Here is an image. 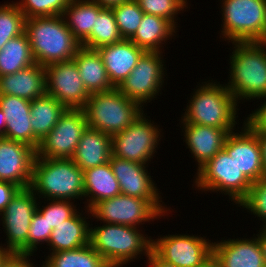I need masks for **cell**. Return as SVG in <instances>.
Wrapping results in <instances>:
<instances>
[{
  "label": "cell",
  "mask_w": 266,
  "mask_h": 267,
  "mask_svg": "<svg viewBox=\"0 0 266 267\" xmlns=\"http://www.w3.org/2000/svg\"><path fill=\"white\" fill-rule=\"evenodd\" d=\"M11 254L10 251L6 250L2 245L0 246V267L4 260Z\"/></svg>",
  "instance_id": "obj_50"
},
{
  "label": "cell",
  "mask_w": 266,
  "mask_h": 267,
  "mask_svg": "<svg viewBox=\"0 0 266 267\" xmlns=\"http://www.w3.org/2000/svg\"><path fill=\"white\" fill-rule=\"evenodd\" d=\"M25 32L35 63L43 67L72 60L81 47L62 15L26 19Z\"/></svg>",
  "instance_id": "obj_2"
},
{
  "label": "cell",
  "mask_w": 266,
  "mask_h": 267,
  "mask_svg": "<svg viewBox=\"0 0 266 267\" xmlns=\"http://www.w3.org/2000/svg\"><path fill=\"white\" fill-rule=\"evenodd\" d=\"M98 5H100L103 8H112L116 5L121 4L122 2H125L127 0H91Z\"/></svg>",
  "instance_id": "obj_48"
},
{
  "label": "cell",
  "mask_w": 266,
  "mask_h": 267,
  "mask_svg": "<svg viewBox=\"0 0 266 267\" xmlns=\"http://www.w3.org/2000/svg\"><path fill=\"white\" fill-rule=\"evenodd\" d=\"M204 237L178 234L152 239V250L177 267H199L213 252V242Z\"/></svg>",
  "instance_id": "obj_15"
},
{
  "label": "cell",
  "mask_w": 266,
  "mask_h": 267,
  "mask_svg": "<svg viewBox=\"0 0 266 267\" xmlns=\"http://www.w3.org/2000/svg\"><path fill=\"white\" fill-rule=\"evenodd\" d=\"M244 123L256 134L258 141L261 147L262 153V165L264 176L266 177V133L265 132H256L246 121Z\"/></svg>",
  "instance_id": "obj_44"
},
{
  "label": "cell",
  "mask_w": 266,
  "mask_h": 267,
  "mask_svg": "<svg viewBox=\"0 0 266 267\" xmlns=\"http://www.w3.org/2000/svg\"><path fill=\"white\" fill-rule=\"evenodd\" d=\"M209 81V82H208ZM202 82L194 94L186 111L181 117L183 124H198L225 129L229 133L234 131L235 120L239 106L234 96L224 84L208 80ZM237 115V116H236Z\"/></svg>",
  "instance_id": "obj_3"
},
{
  "label": "cell",
  "mask_w": 266,
  "mask_h": 267,
  "mask_svg": "<svg viewBox=\"0 0 266 267\" xmlns=\"http://www.w3.org/2000/svg\"><path fill=\"white\" fill-rule=\"evenodd\" d=\"M21 188L11 182L0 181V214Z\"/></svg>",
  "instance_id": "obj_42"
},
{
  "label": "cell",
  "mask_w": 266,
  "mask_h": 267,
  "mask_svg": "<svg viewBox=\"0 0 266 267\" xmlns=\"http://www.w3.org/2000/svg\"><path fill=\"white\" fill-rule=\"evenodd\" d=\"M0 94L30 101L46 94L45 67L35 63L14 74L0 76Z\"/></svg>",
  "instance_id": "obj_23"
},
{
  "label": "cell",
  "mask_w": 266,
  "mask_h": 267,
  "mask_svg": "<svg viewBox=\"0 0 266 267\" xmlns=\"http://www.w3.org/2000/svg\"><path fill=\"white\" fill-rule=\"evenodd\" d=\"M84 197L90 210L96 203L120 195L119 182L114 176L110 163L92 167L83 171Z\"/></svg>",
  "instance_id": "obj_26"
},
{
  "label": "cell",
  "mask_w": 266,
  "mask_h": 267,
  "mask_svg": "<svg viewBox=\"0 0 266 267\" xmlns=\"http://www.w3.org/2000/svg\"><path fill=\"white\" fill-rule=\"evenodd\" d=\"M111 155V136L87 127L71 159L82 171H85L109 162Z\"/></svg>",
  "instance_id": "obj_24"
},
{
  "label": "cell",
  "mask_w": 266,
  "mask_h": 267,
  "mask_svg": "<svg viewBox=\"0 0 266 267\" xmlns=\"http://www.w3.org/2000/svg\"><path fill=\"white\" fill-rule=\"evenodd\" d=\"M103 9L91 0H71L67 4L62 16L80 44L90 36L95 25V18Z\"/></svg>",
  "instance_id": "obj_29"
},
{
  "label": "cell",
  "mask_w": 266,
  "mask_h": 267,
  "mask_svg": "<svg viewBox=\"0 0 266 267\" xmlns=\"http://www.w3.org/2000/svg\"><path fill=\"white\" fill-rule=\"evenodd\" d=\"M260 229L261 230L258 232L259 234H257V238L262 248L264 262L266 265V228L261 227Z\"/></svg>",
  "instance_id": "obj_47"
},
{
  "label": "cell",
  "mask_w": 266,
  "mask_h": 267,
  "mask_svg": "<svg viewBox=\"0 0 266 267\" xmlns=\"http://www.w3.org/2000/svg\"><path fill=\"white\" fill-rule=\"evenodd\" d=\"M35 64L26 32L10 39L0 50V76L14 74Z\"/></svg>",
  "instance_id": "obj_31"
},
{
  "label": "cell",
  "mask_w": 266,
  "mask_h": 267,
  "mask_svg": "<svg viewBox=\"0 0 266 267\" xmlns=\"http://www.w3.org/2000/svg\"><path fill=\"white\" fill-rule=\"evenodd\" d=\"M109 163L119 182L122 195L147 199L163 216L170 211L160 203L161 193H158L159 190L147 171L148 164L120 159L113 155Z\"/></svg>",
  "instance_id": "obj_16"
},
{
  "label": "cell",
  "mask_w": 266,
  "mask_h": 267,
  "mask_svg": "<svg viewBox=\"0 0 266 267\" xmlns=\"http://www.w3.org/2000/svg\"><path fill=\"white\" fill-rule=\"evenodd\" d=\"M38 196L30 187L20 189L0 214L6 233V250L27 254V238L31 219L37 210Z\"/></svg>",
  "instance_id": "obj_13"
},
{
  "label": "cell",
  "mask_w": 266,
  "mask_h": 267,
  "mask_svg": "<svg viewBox=\"0 0 266 267\" xmlns=\"http://www.w3.org/2000/svg\"><path fill=\"white\" fill-rule=\"evenodd\" d=\"M25 20L16 2L0 6V50L10 39L25 32Z\"/></svg>",
  "instance_id": "obj_35"
},
{
  "label": "cell",
  "mask_w": 266,
  "mask_h": 267,
  "mask_svg": "<svg viewBox=\"0 0 266 267\" xmlns=\"http://www.w3.org/2000/svg\"><path fill=\"white\" fill-rule=\"evenodd\" d=\"M184 139L192 157L198 163L197 171L224 148L227 136L225 129L198 124H182Z\"/></svg>",
  "instance_id": "obj_21"
},
{
  "label": "cell",
  "mask_w": 266,
  "mask_h": 267,
  "mask_svg": "<svg viewBox=\"0 0 266 267\" xmlns=\"http://www.w3.org/2000/svg\"><path fill=\"white\" fill-rule=\"evenodd\" d=\"M221 34L229 42L266 41V0H222Z\"/></svg>",
  "instance_id": "obj_7"
},
{
  "label": "cell",
  "mask_w": 266,
  "mask_h": 267,
  "mask_svg": "<svg viewBox=\"0 0 266 267\" xmlns=\"http://www.w3.org/2000/svg\"><path fill=\"white\" fill-rule=\"evenodd\" d=\"M49 201V204L43 208L38 204L37 210L46 218L49 226H52L53 229L78 212L75 208L76 205L74 206L70 200L50 199Z\"/></svg>",
  "instance_id": "obj_39"
},
{
  "label": "cell",
  "mask_w": 266,
  "mask_h": 267,
  "mask_svg": "<svg viewBox=\"0 0 266 267\" xmlns=\"http://www.w3.org/2000/svg\"><path fill=\"white\" fill-rule=\"evenodd\" d=\"M266 97L263 99L265 100ZM265 102V103H264ZM246 118V122L256 131L266 133V101Z\"/></svg>",
  "instance_id": "obj_41"
},
{
  "label": "cell",
  "mask_w": 266,
  "mask_h": 267,
  "mask_svg": "<svg viewBox=\"0 0 266 267\" xmlns=\"http://www.w3.org/2000/svg\"><path fill=\"white\" fill-rule=\"evenodd\" d=\"M45 84L46 94L54 97L66 109L83 110L90 96L73 59L46 66Z\"/></svg>",
  "instance_id": "obj_14"
},
{
  "label": "cell",
  "mask_w": 266,
  "mask_h": 267,
  "mask_svg": "<svg viewBox=\"0 0 266 267\" xmlns=\"http://www.w3.org/2000/svg\"><path fill=\"white\" fill-rule=\"evenodd\" d=\"M0 108L6 118L2 137L23 142L35 150L40 141L33 135L31 125V101L18 96L0 94Z\"/></svg>",
  "instance_id": "obj_19"
},
{
  "label": "cell",
  "mask_w": 266,
  "mask_h": 267,
  "mask_svg": "<svg viewBox=\"0 0 266 267\" xmlns=\"http://www.w3.org/2000/svg\"><path fill=\"white\" fill-rule=\"evenodd\" d=\"M137 102L118 88L90 94L84 107L87 125L113 136L125 130L142 112Z\"/></svg>",
  "instance_id": "obj_6"
},
{
  "label": "cell",
  "mask_w": 266,
  "mask_h": 267,
  "mask_svg": "<svg viewBox=\"0 0 266 267\" xmlns=\"http://www.w3.org/2000/svg\"><path fill=\"white\" fill-rule=\"evenodd\" d=\"M41 267H111L107 261L90 245L50 253Z\"/></svg>",
  "instance_id": "obj_32"
},
{
  "label": "cell",
  "mask_w": 266,
  "mask_h": 267,
  "mask_svg": "<svg viewBox=\"0 0 266 267\" xmlns=\"http://www.w3.org/2000/svg\"><path fill=\"white\" fill-rule=\"evenodd\" d=\"M66 108L54 97L45 94L31 101L33 135L41 141L56 125Z\"/></svg>",
  "instance_id": "obj_30"
},
{
  "label": "cell",
  "mask_w": 266,
  "mask_h": 267,
  "mask_svg": "<svg viewBox=\"0 0 266 267\" xmlns=\"http://www.w3.org/2000/svg\"><path fill=\"white\" fill-rule=\"evenodd\" d=\"M196 174L194 183L199 190L229 195V199L236 205L246 197L252 185L224 148Z\"/></svg>",
  "instance_id": "obj_8"
},
{
  "label": "cell",
  "mask_w": 266,
  "mask_h": 267,
  "mask_svg": "<svg viewBox=\"0 0 266 267\" xmlns=\"http://www.w3.org/2000/svg\"><path fill=\"white\" fill-rule=\"evenodd\" d=\"M73 60L89 94L106 92L115 88L108 78L106 68L97 50L81 46Z\"/></svg>",
  "instance_id": "obj_25"
},
{
  "label": "cell",
  "mask_w": 266,
  "mask_h": 267,
  "mask_svg": "<svg viewBox=\"0 0 266 267\" xmlns=\"http://www.w3.org/2000/svg\"><path fill=\"white\" fill-rule=\"evenodd\" d=\"M139 7L145 14H151L169 20L175 27L177 19L187 5V0H136ZM179 11V12H178ZM176 19V20H175ZM176 23V24H175Z\"/></svg>",
  "instance_id": "obj_37"
},
{
  "label": "cell",
  "mask_w": 266,
  "mask_h": 267,
  "mask_svg": "<svg viewBox=\"0 0 266 267\" xmlns=\"http://www.w3.org/2000/svg\"><path fill=\"white\" fill-rule=\"evenodd\" d=\"M30 188L38 198H47V202L80 200L84 197L83 171L72 159L35 157Z\"/></svg>",
  "instance_id": "obj_4"
},
{
  "label": "cell",
  "mask_w": 266,
  "mask_h": 267,
  "mask_svg": "<svg viewBox=\"0 0 266 267\" xmlns=\"http://www.w3.org/2000/svg\"><path fill=\"white\" fill-rule=\"evenodd\" d=\"M123 39L130 40L144 16L136 0H127L111 8Z\"/></svg>",
  "instance_id": "obj_34"
},
{
  "label": "cell",
  "mask_w": 266,
  "mask_h": 267,
  "mask_svg": "<svg viewBox=\"0 0 266 267\" xmlns=\"http://www.w3.org/2000/svg\"><path fill=\"white\" fill-rule=\"evenodd\" d=\"M82 213L77 212L52 230L47 246L55 253L74 250L89 244L90 227Z\"/></svg>",
  "instance_id": "obj_27"
},
{
  "label": "cell",
  "mask_w": 266,
  "mask_h": 267,
  "mask_svg": "<svg viewBox=\"0 0 266 267\" xmlns=\"http://www.w3.org/2000/svg\"><path fill=\"white\" fill-rule=\"evenodd\" d=\"M163 52L145 51L130 75L117 87L127 98L137 102L144 108V103H150L160 92L166 70ZM156 96V97H155Z\"/></svg>",
  "instance_id": "obj_10"
},
{
  "label": "cell",
  "mask_w": 266,
  "mask_h": 267,
  "mask_svg": "<svg viewBox=\"0 0 266 267\" xmlns=\"http://www.w3.org/2000/svg\"><path fill=\"white\" fill-rule=\"evenodd\" d=\"M230 78L225 84L239 100L266 97V41L232 42ZM231 80V81H230Z\"/></svg>",
  "instance_id": "obj_1"
},
{
  "label": "cell",
  "mask_w": 266,
  "mask_h": 267,
  "mask_svg": "<svg viewBox=\"0 0 266 267\" xmlns=\"http://www.w3.org/2000/svg\"><path fill=\"white\" fill-rule=\"evenodd\" d=\"M87 127L84 110L66 109L54 128L40 141L36 157L71 159Z\"/></svg>",
  "instance_id": "obj_11"
},
{
  "label": "cell",
  "mask_w": 266,
  "mask_h": 267,
  "mask_svg": "<svg viewBox=\"0 0 266 267\" xmlns=\"http://www.w3.org/2000/svg\"><path fill=\"white\" fill-rule=\"evenodd\" d=\"M243 125L241 132H230L224 149L253 183L264 177L261 147L256 134L245 123Z\"/></svg>",
  "instance_id": "obj_18"
},
{
  "label": "cell",
  "mask_w": 266,
  "mask_h": 267,
  "mask_svg": "<svg viewBox=\"0 0 266 267\" xmlns=\"http://www.w3.org/2000/svg\"><path fill=\"white\" fill-rule=\"evenodd\" d=\"M139 231L137 227L103 223L90 227L89 243L111 267H122L140 254L148 257L152 250L151 236Z\"/></svg>",
  "instance_id": "obj_5"
},
{
  "label": "cell",
  "mask_w": 266,
  "mask_h": 267,
  "mask_svg": "<svg viewBox=\"0 0 266 267\" xmlns=\"http://www.w3.org/2000/svg\"><path fill=\"white\" fill-rule=\"evenodd\" d=\"M254 237L214 242L213 253L222 267H266L262 248L258 238Z\"/></svg>",
  "instance_id": "obj_22"
},
{
  "label": "cell",
  "mask_w": 266,
  "mask_h": 267,
  "mask_svg": "<svg viewBox=\"0 0 266 267\" xmlns=\"http://www.w3.org/2000/svg\"><path fill=\"white\" fill-rule=\"evenodd\" d=\"M143 113L144 111L125 130L111 136L113 156L142 164L153 159L160 144L161 129Z\"/></svg>",
  "instance_id": "obj_9"
},
{
  "label": "cell",
  "mask_w": 266,
  "mask_h": 267,
  "mask_svg": "<svg viewBox=\"0 0 266 267\" xmlns=\"http://www.w3.org/2000/svg\"><path fill=\"white\" fill-rule=\"evenodd\" d=\"M175 30L176 27L169 20L144 13L137 31L130 40L145 51L162 52L163 42L172 39Z\"/></svg>",
  "instance_id": "obj_28"
},
{
  "label": "cell",
  "mask_w": 266,
  "mask_h": 267,
  "mask_svg": "<svg viewBox=\"0 0 266 267\" xmlns=\"http://www.w3.org/2000/svg\"><path fill=\"white\" fill-rule=\"evenodd\" d=\"M86 210L85 213L89 212L90 217L93 216L103 223L132 227H137L144 222L153 221L163 216L147 199L122 194L102 200L90 210Z\"/></svg>",
  "instance_id": "obj_12"
},
{
  "label": "cell",
  "mask_w": 266,
  "mask_h": 267,
  "mask_svg": "<svg viewBox=\"0 0 266 267\" xmlns=\"http://www.w3.org/2000/svg\"><path fill=\"white\" fill-rule=\"evenodd\" d=\"M147 258V263L149 264V267H177L174 264L161 259L153 250L150 251V254Z\"/></svg>",
  "instance_id": "obj_45"
},
{
  "label": "cell",
  "mask_w": 266,
  "mask_h": 267,
  "mask_svg": "<svg viewBox=\"0 0 266 267\" xmlns=\"http://www.w3.org/2000/svg\"><path fill=\"white\" fill-rule=\"evenodd\" d=\"M123 40L111 8H104L95 18L90 36L81 44L88 49H98Z\"/></svg>",
  "instance_id": "obj_33"
},
{
  "label": "cell",
  "mask_w": 266,
  "mask_h": 267,
  "mask_svg": "<svg viewBox=\"0 0 266 267\" xmlns=\"http://www.w3.org/2000/svg\"><path fill=\"white\" fill-rule=\"evenodd\" d=\"M96 50L100 54L108 78L115 88L130 75L139 58L145 52L143 48L127 39Z\"/></svg>",
  "instance_id": "obj_20"
},
{
  "label": "cell",
  "mask_w": 266,
  "mask_h": 267,
  "mask_svg": "<svg viewBox=\"0 0 266 267\" xmlns=\"http://www.w3.org/2000/svg\"><path fill=\"white\" fill-rule=\"evenodd\" d=\"M30 256L33 254L11 253L1 267H34V263L30 262Z\"/></svg>",
  "instance_id": "obj_43"
},
{
  "label": "cell",
  "mask_w": 266,
  "mask_h": 267,
  "mask_svg": "<svg viewBox=\"0 0 266 267\" xmlns=\"http://www.w3.org/2000/svg\"><path fill=\"white\" fill-rule=\"evenodd\" d=\"M35 157L36 150L31 146L0 136V181L21 189L30 187Z\"/></svg>",
  "instance_id": "obj_17"
},
{
  "label": "cell",
  "mask_w": 266,
  "mask_h": 267,
  "mask_svg": "<svg viewBox=\"0 0 266 267\" xmlns=\"http://www.w3.org/2000/svg\"><path fill=\"white\" fill-rule=\"evenodd\" d=\"M52 230L53 228L52 226H49L46 218L38 210H36L32 216L29 226L27 254H33L37 251V246H39L38 244H44V242L48 244Z\"/></svg>",
  "instance_id": "obj_40"
},
{
  "label": "cell",
  "mask_w": 266,
  "mask_h": 267,
  "mask_svg": "<svg viewBox=\"0 0 266 267\" xmlns=\"http://www.w3.org/2000/svg\"><path fill=\"white\" fill-rule=\"evenodd\" d=\"M199 267H222V263L212 252Z\"/></svg>",
  "instance_id": "obj_46"
},
{
  "label": "cell",
  "mask_w": 266,
  "mask_h": 267,
  "mask_svg": "<svg viewBox=\"0 0 266 267\" xmlns=\"http://www.w3.org/2000/svg\"><path fill=\"white\" fill-rule=\"evenodd\" d=\"M262 220L266 228V177L253 182L246 197L238 204ZM265 223V224H264Z\"/></svg>",
  "instance_id": "obj_38"
},
{
  "label": "cell",
  "mask_w": 266,
  "mask_h": 267,
  "mask_svg": "<svg viewBox=\"0 0 266 267\" xmlns=\"http://www.w3.org/2000/svg\"><path fill=\"white\" fill-rule=\"evenodd\" d=\"M71 0H21L16 2L26 19L63 15Z\"/></svg>",
  "instance_id": "obj_36"
},
{
  "label": "cell",
  "mask_w": 266,
  "mask_h": 267,
  "mask_svg": "<svg viewBox=\"0 0 266 267\" xmlns=\"http://www.w3.org/2000/svg\"><path fill=\"white\" fill-rule=\"evenodd\" d=\"M5 129H6V118L3 111L0 108V136L4 135Z\"/></svg>",
  "instance_id": "obj_49"
}]
</instances>
